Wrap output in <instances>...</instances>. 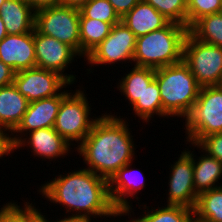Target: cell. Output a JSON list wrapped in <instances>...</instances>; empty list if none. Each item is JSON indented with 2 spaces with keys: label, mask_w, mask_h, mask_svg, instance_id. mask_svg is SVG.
<instances>
[{
  "label": "cell",
  "mask_w": 222,
  "mask_h": 222,
  "mask_svg": "<svg viewBox=\"0 0 222 222\" xmlns=\"http://www.w3.org/2000/svg\"><path fill=\"white\" fill-rule=\"evenodd\" d=\"M41 186L38 192L48 201L65 206L67 213L74 212L71 217L96 219V216L105 218L127 215L114 207L108 180L89 169L72 171L65 176L57 175Z\"/></svg>",
  "instance_id": "6da1fadb"
},
{
  "label": "cell",
  "mask_w": 222,
  "mask_h": 222,
  "mask_svg": "<svg viewBox=\"0 0 222 222\" xmlns=\"http://www.w3.org/2000/svg\"><path fill=\"white\" fill-rule=\"evenodd\" d=\"M128 125L115 115L105 113L97 118L90 133L75 148L88 166L86 169L109 180L134 160L135 146Z\"/></svg>",
  "instance_id": "7a4b0ae2"
},
{
  "label": "cell",
  "mask_w": 222,
  "mask_h": 222,
  "mask_svg": "<svg viewBox=\"0 0 222 222\" xmlns=\"http://www.w3.org/2000/svg\"><path fill=\"white\" fill-rule=\"evenodd\" d=\"M155 80L160 89L162 117L186 118L201 89L189 66L182 60L179 63L155 69Z\"/></svg>",
  "instance_id": "3957f363"
},
{
  "label": "cell",
  "mask_w": 222,
  "mask_h": 222,
  "mask_svg": "<svg viewBox=\"0 0 222 222\" xmlns=\"http://www.w3.org/2000/svg\"><path fill=\"white\" fill-rule=\"evenodd\" d=\"M187 33L186 26L170 22L164 28L137 37L133 63L158 69L181 62Z\"/></svg>",
  "instance_id": "277c9868"
},
{
  "label": "cell",
  "mask_w": 222,
  "mask_h": 222,
  "mask_svg": "<svg viewBox=\"0 0 222 222\" xmlns=\"http://www.w3.org/2000/svg\"><path fill=\"white\" fill-rule=\"evenodd\" d=\"M186 141L198 143L203 137L222 133V85L201 87L192 110L185 118Z\"/></svg>",
  "instance_id": "5b68a950"
},
{
  "label": "cell",
  "mask_w": 222,
  "mask_h": 222,
  "mask_svg": "<svg viewBox=\"0 0 222 222\" xmlns=\"http://www.w3.org/2000/svg\"><path fill=\"white\" fill-rule=\"evenodd\" d=\"M183 61L201 87L222 85V48L207 44L187 33Z\"/></svg>",
  "instance_id": "8992f818"
},
{
  "label": "cell",
  "mask_w": 222,
  "mask_h": 222,
  "mask_svg": "<svg viewBox=\"0 0 222 222\" xmlns=\"http://www.w3.org/2000/svg\"><path fill=\"white\" fill-rule=\"evenodd\" d=\"M90 112L91 107L84 91L78 89L75 94L69 92L62 99L54 129L70 145L73 141L80 145L97 120V117L91 119Z\"/></svg>",
  "instance_id": "52a82bcc"
},
{
  "label": "cell",
  "mask_w": 222,
  "mask_h": 222,
  "mask_svg": "<svg viewBox=\"0 0 222 222\" xmlns=\"http://www.w3.org/2000/svg\"><path fill=\"white\" fill-rule=\"evenodd\" d=\"M80 9L69 6H51L35 11L34 28L43 35L68 44L80 56Z\"/></svg>",
  "instance_id": "ba28073f"
},
{
  "label": "cell",
  "mask_w": 222,
  "mask_h": 222,
  "mask_svg": "<svg viewBox=\"0 0 222 222\" xmlns=\"http://www.w3.org/2000/svg\"><path fill=\"white\" fill-rule=\"evenodd\" d=\"M136 40L137 37L120 21L112 26L107 38L86 56V61L91 66L132 62Z\"/></svg>",
  "instance_id": "9c48e42d"
},
{
  "label": "cell",
  "mask_w": 222,
  "mask_h": 222,
  "mask_svg": "<svg viewBox=\"0 0 222 222\" xmlns=\"http://www.w3.org/2000/svg\"><path fill=\"white\" fill-rule=\"evenodd\" d=\"M13 84L29 103L58 95L71 85L59 73L37 67L15 72Z\"/></svg>",
  "instance_id": "30bf717a"
},
{
  "label": "cell",
  "mask_w": 222,
  "mask_h": 222,
  "mask_svg": "<svg viewBox=\"0 0 222 222\" xmlns=\"http://www.w3.org/2000/svg\"><path fill=\"white\" fill-rule=\"evenodd\" d=\"M34 46L37 68L57 72L70 84L74 83L76 75L64 74L68 65L72 64L77 55L79 56L72 47L53 37L40 34L35 28Z\"/></svg>",
  "instance_id": "8fae6325"
},
{
  "label": "cell",
  "mask_w": 222,
  "mask_h": 222,
  "mask_svg": "<svg viewBox=\"0 0 222 222\" xmlns=\"http://www.w3.org/2000/svg\"><path fill=\"white\" fill-rule=\"evenodd\" d=\"M68 93L64 90L53 97L30 102L20 123L10 134L12 146L14 147L23 138L22 135L25 136L37 129L54 127L62 99ZM15 133H18V135H14Z\"/></svg>",
  "instance_id": "7c38bea8"
},
{
  "label": "cell",
  "mask_w": 222,
  "mask_h": 222,
  "mask_svg": "<svg viewBox=\"0 0 222 222\" xmlns=\"http://www.w3.org/2000/svg\"><path fill=\"white\" fill-rule=\"evenodd\" d=\"M175 162L171 165L166 205H178L194 209L198 194L195 191L193 181V158L186 150H183Z\"/></svg>",
  "instance_id": "4fadbf2b"
},
{
  "label": "cell",
  "mask_w": 222,
  "mask_h": 222,
  "mask_svg": "<svg viewBox=\"0 0 222 222\" xmlns=\"http://www.w3.org/2000/svg\"><path fill=\"white\" fill-rule=\"evenodd\" d=\"M0 60L15 72L35 68L34 31L7 35L0 42Z\"/></svg>",
  "instance_id": "5bb4252c"
},
{
  "label": "cell",
  "mask_w": 222,
  "mask_h": 222,
  "mask_svg": "<svg viewBox=\"0 0 222 222\" xmlns=\"http://www.w3.org/2000/svg\"><path fill=\"white\" fill-rule=\"evenodd\" d=\"M131 164L132 162H129L121 167L108 180L109 194L114 207L119 212H126L128 215L131 213L130 210L132 211V205L129 204L130 201L128 202V199L126 198L135 197V194H138V192H140L139 190L144 189L145 187L143 174L139 171V174L142 175V179L139 177V174L137 173L138 171L136 172L137 175L136 173H133L134 175H132L134 170L130 168L132 166ZM138 179L140 180V183H138Z\"/></svg>",
  "instance_id": "9a60e30c"
},
{
  "label": "cell",
  "mask_w": 222,
  "mask_h": 222,
  "mask_svg": "<svg viewBox=\"0 0 222 222\" xmlns=\"http://www.w3.org/2000/svg\"><path fill=\"white\" fill-rule=\"evenodd\" d=\"M26 137L21 139L13 147V150L29 145L34 155L43 159H51V161L63 157L66 153L68 154L71 146L58 134L54 127L34 130L29 132Z\"/></svg>",
  "instance_id": "2e32d148"
},
{
  "label": "cell",
  "mask_w": 222,
  "mask_h": 222,
  "mask_svg": "<svg viewBox=\"0 0 222 222\" xmlns=\"http://www.w3.org/2000/svg\"><path fill=\"white\" fill-rule=\"evenodd\" d=\"M121 21L136 37L164 28L170 23L168 19L144 0H140L121 18Z\"/></svg>",
  "instance_id": "e0dca14e"
},
{
  "label": "cell",
  "mask_w": 222,
  "mask_h": 222,
  "mask_svg": "<svg viewBox=\"0 0 222 222\" xmlns=\"http://www.w3.org/2000/svg\"><path fill=\"white\" fill-rule=\"evenodd\" d=\"M0 17L8 35L34 31L35 10L26 0H6L1 5Z\"/></svg>",
  "instance_id": "ac0fdd59"
},
{
  "label": "cell",
  "mask_w": 222,
  "mask_h": 222,
  "mask_svg": "<svg viewBox=\"0 0 222 222\" xmlns=\"http://www.w3.org/2000/svg\"><path fill=\"white\" fill-rule=\"evenodd\" d=\"M28 104L13 83L0 87V130L12 132L26 113Z\"/></svg>",
  "instance_id": "d6986e66"
},
{
  "label": "cell",
  "mask_w": 222,
  "mask_h": 222,
  "mask_svg": "<svg viewBox=\"0 0 222 222\" xmlns=\"http://www.w3.org/2000/svg\"><path fill=\"white\" fill-rule=\"evenodd\" d=\"M193 158V181L196 193L199 195L213 188L220 187L218 180L222 176V163L216 158L203 152L199 159H195L191 150L186 151ZM218 183V185L216 184ZM216 184V185H215Z\"/></svg>",
  "instance_id": "ffe728a7"
},
{
  "label": "cell",
  "mask_w": 222,
  "mask_h": 222,
  "mask_svg": "<svg viewBox=\"0 0 222 222\" xmlns=\"http://www.w3.org/2000/svg\"><path fill=\"white\" fill-rule=\"evenodd\" d=\"M80 28V56H86L94 50L109 35L112 25L97 19L86 18L81 12Z\"/></svg>",
  "instance_id": "44dd1931"
},
{
  "label": "cell",
  "mask_w": 222,
  "mask_h": 222,
  "mask_svg": "<svg viewBox=\"0 0 222 222\" xmlns=\"http://www.w3.org/2000/svg\"><path fill=\"white\" fill-rule=\"evenodd\" d=\"M154 79L155 69L134 65L130 72L119 80L120 82L118 83L117 89L128 99L129 104L133 105L141 98L145 88H147Z\"/></svg>",
  "instance_id": "7402d4cb"
},
{
  "label": "cell",
  "mask_w": 222,
  "mask_h": 222,
  "mask_svg": "<svg viewBox=\"0 0 222 222\" xmlns=\"http://www.w3.org/2000/svg\"><path fill=\"white\" fill-rule=\"evenodd\" d=\"M194 217L197 222H222V185L198 195Z\"/></svg>",
  "instance_id": "603a6c76"
},
{
  "label": "cell",
  "mask_w": 222,
  "mask_h": 222,
  "mask_svg": "<svg viewBox=\"0 0 222 222\" xmlns=\"http://www.w3.org/2000/svg\"><path fill=\"white\" fill-rule=\"evenodd\" d=\"M188 32L201 42L222 48V12L198 19Z\"/></svg>",
  "instance_id": "cb8c5ba5"
},
{
  "label": "cell",
  "mask_w": 222,
  "mask_h": 222,
  "mask_svg": "<svg viewBox=\"0 0 222 222\" xmlns=\"http://www.w3.org/2000/svg\"><path fill=\"white\" fill-rule=\"evenodd\" d=\"M148 210V211H147ZM144 210L145 214L134 219L136 222H194V209L178 205H165L156 210Z\"/></svg>",
  "instance_id": "d4e9b609"
},
{
  "label": "cell",
  "mask_w": 222,
  "mask_h": 222,
  "mask_svg": "<svg viewBox=\"0 0 222 222\" xmlns=\"http://www.w3.org/2000/svg\"><path fill=\"white\" fill-rule=\"evenodd\" d=\"M131 107L134 113L145 122H149L155 114L162 116L160 89L155 79L145 88L141 98Z\"/></svg>",
  "instance_id": "484cf974"
},
{
  "label": "cell",
  "mask_w": 222,
  "mask_h": 222,
  "mask_svg": "<svg viewBox=\"0 0 222 222\" xmlns=\"http://www.w3.org/2000/svg\"><path fill=\"white\" fill-rule=\"evenodd\" d=\"M170 22L187 27V0H144Z\"/></svg>",
  "instance_id": "4316f807"
},
{
  "label": "cell",
  "mask_w": 222,
  "mask_h": 222,
  "mask_svg": "<svg viewBox=\"0 0 222 222\" xmlns=\"http://www.w3.org/2000/svg\"><path fill=\"white\" fill-rule=\"evenodd\" d=\"M80 12L91 19L108 22L112 26L121 21L113 6L108 0H89L80 8Z\"/></svg>",
  "instance_id": "83f0119b"
},
{
  "label": "cell",
  "mask_w": 222,
  "mask_h": 222,
  "mask_svg": "<svg viewBox=\"0 0 222 222\" xmlns=\"http://www.w3.org/2000/svg\"><path fill=\"white\" fill-rule=\"evenodd\" d=\"M222 12V0H187V28L198 19Z\"/></svg>",
  "instance_id": "f1b7e54d"
},
{
  "label": "cell",
  "mask_w": 222,
  "mask_h": 222,
  "mask_svg": "<svg viewBox=\"0 0 222 222\" xmlns=\"http://www.w3.org/2000/svg\"><path fill=\"white\" fill-rule=\"evenodd\" d=\"M24 207L16 203H6L0 209V222H29V202Z\"/></svg>",
  "instance_id": "f546056e"
},
{
  "label": "cell",
  "mask_w": 222,
  "mask_h": 222,
  "mask_svg": "<svg viewBox=\"0 0 222 222\" xmlns=\"http://www.w3.org/2000/svg\"><path fill=\"white\" fill-rule=\"evenodd\" d=\"M191 145L198 147L200 150L203 149L204 152L222 163V133L208 135L203 137L197 144L191 143Z\"/></svg>",
  "instance_id": "4dcf8cb0"
},
{
  "label": "cell",
  "mask_w": 222,
  "mask_h": 222,
  "mask_svg": "<svg viewBox=\"0 0 222 222\" xmlns=\"http://www.w3.org/2000/svg\"><path fill=\"white\" fill-rule=\"evenodd\" d=\"M113 6L115 12L122 18L128 13L140 0H108Z\"/></svg>",
  "instance_id": "1f68e13d"
},
{
  "label": "cell",
  "mask_w": 222,
  "mask_h": 222,
  "mask_svg": "<svg viewBox=\"0 0 222 222\" xmlns=\"http://www.w3.org/2000/svg\"><path fill=\"white\" fill-rule=\"evenodd\" d=\"M15 71L0 60V87L13 83Z\"/></svg>",
  "instance_id": "d6a6232c"
},
{
  "label": "cell",
  "mask_w": 222,
  "mask_h": 222,
  "mask_svg": "<svg viewBox=\"0 0 222 222\" xmlns=\"http://www.w3.org/2000/svg\"><path fill=\"white\" fill-rule=\"evenodd\" d=\"M6 131L0 130V158L14 152L10 141V135Z\"/></svg>",
  "instance_id": "836d02e7"
},
{
  "label": "cell",
  "mask_w": 222,
  "mask_h": 222,
  "mask_svg": "<svg viewBox=\"0 0 222 222\" xmlns=\"http://www.w3.org/2000/svg\"><path fill=\"white\" fill-rule=\"evenodd\" d=\"M26 1L35 11L45 7L60 5V0H26Z\"/></svg>",
  "instance_id": "e575fe53"
},
{
  "label": "cell",
  "mask_w": 222,
  "mask_h": 222,
  "mask_svg": "<svg viewBox=\"0 0 222 222\" xmlns=\"http://www.w3.org/2000/svg\"><path fill=\"white\" fill-rule=\"evenodd\" d=\"M38 210L39 209H36V207H34V205L32 206V203L30 204L29 202V222H50L45 218V215H42Z\"/></svg>",
  "instance_id": "d590c367"
},
{
  "label": "cell",
  "mask_w": 222,
  "mask_h": 222,
  "mask_svg": "<svg viewBox=\"0 0 222 222\" xmlns=\"http://www.w3.org/2000/svg\"><path fill=\"white\" fill-rule=\"evenodd\" d=\"M89 0H60V5L69 6L75 8H81L84 4H86Z\"/></svg>",
  "instance_id": "8d00e7d4"
},
{
  "label": "cell",
  "mask_w": 222,
  "mask_h": 222,
  "mask_svg": "<svg viewBox=\"0 0 222 222\" xmlns=\"http://www.w3.org/2000/svg\"><path fill=\"white\" fill-rule=\"evenodd\" d=\"M92 219H88V218H84V217H71V216H68L64 219H57V221L55 222H91Z\"/></svg>",
  "instance_id": "74e56055"
},
{
  "label": "cell",
  "mask_w": 222,
  "mask_h": 222,
  "mask_svg": "<svg viewBox=\"0 0 222 222\" xmlns=\"http://www.w3.org/2000/svg\"><path fill=\"white\" fill-rule=\"evenodd\" d=\"M7 32L5 29V24L3 23L1 17H0V42L7 36Z\"/></svg>",
  "instance_id": "f35d334b"
},
{
  "label": "cell",
  "mask_w": 222,
  "mask_h": 222,
  "mask_svg": "<svg viewBox=\"0 0 222 222\" xmlns=\"http://www.w3.org/2000/svg\"><path fill=\"white\" fill-rule=\"evenodd\" d=\"M6 0H0V8H1V5L5 2Z\"/></svg>",
  "instance_id": "ab89813d"
},
{
  "label": "cell",
  "mask_w": 222,
  "mask_h": 222,
  "mask_svg": "<svg viewBox=\"0 0 222 222\" xmlns=\"http://www.w3.org/2000/svg\"><path fill=\"white\" fill-rule=\"evenodd\" d=\"M126 222H136L135 220H134V218H132V220H128V221H126Z\"/></svg>",
  "instance_id": "60d3db41"
}]
</instances>
